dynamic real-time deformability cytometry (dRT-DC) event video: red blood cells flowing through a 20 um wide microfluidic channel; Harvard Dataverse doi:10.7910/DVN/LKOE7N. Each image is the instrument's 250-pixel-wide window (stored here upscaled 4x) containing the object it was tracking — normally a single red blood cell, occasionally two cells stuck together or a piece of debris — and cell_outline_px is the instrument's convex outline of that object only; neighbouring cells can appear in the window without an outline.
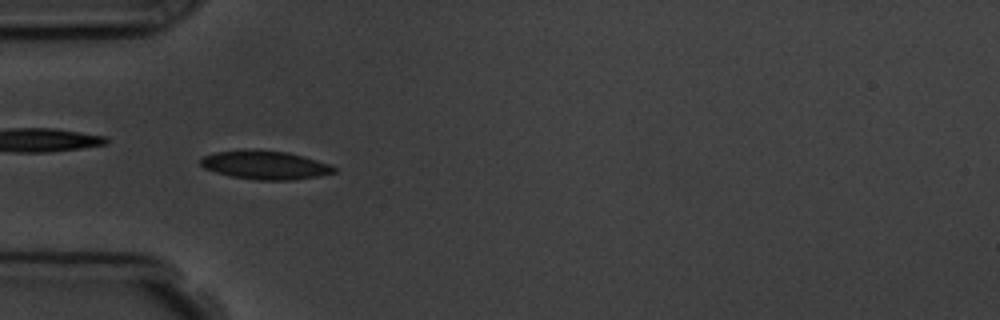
{"species": "common noctule bat (a hibernating species)", "species_latin": "Nyctalus noctula", "temperature_condition": "room temperature", "stored_images_in_passage": 6, "camera_frame_rate_fps": 3000, "um_per_image_px": 0.085, "animal": {"sex": "male", "body_mass_g": 19.5, "forearm_length_mm": 54.6}, "frame": {"image": 1, "passage_image": 5, "time_ms": 4.667, "image_size_px": [1000, 320], "cell_outline_px": [[336, 172], [320, 176], [292, 180], [256, 180], [232, 176], [216, 172], [204, 168], [200, 164], [200, 160], [204, 156], [216, 152], [252, 148], [288, 152], [304, 156], [328, 164], [336, 168]], "centroid_in_image_um": [22.54, 14.01], "position_along_channel_um": 62.5, "area_um2": 22.37}}